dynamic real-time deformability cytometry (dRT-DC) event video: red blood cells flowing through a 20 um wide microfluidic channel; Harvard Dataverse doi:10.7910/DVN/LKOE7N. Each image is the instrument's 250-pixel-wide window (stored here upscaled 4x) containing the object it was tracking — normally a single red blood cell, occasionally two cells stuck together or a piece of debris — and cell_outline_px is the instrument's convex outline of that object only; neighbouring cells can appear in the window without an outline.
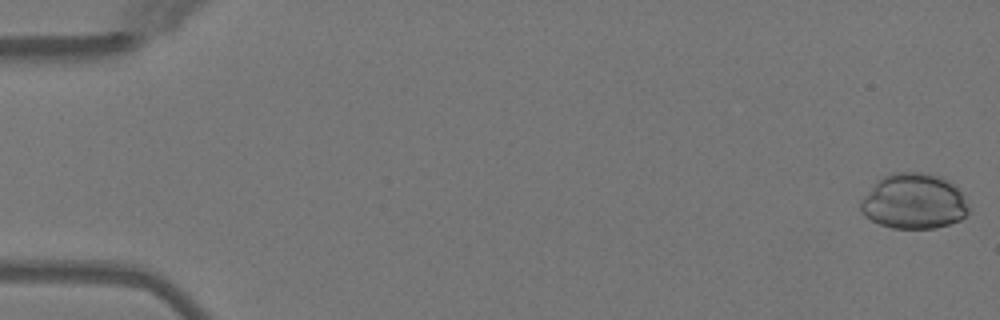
{"species": "Egyptian fruit bat (a non-hibernating species)", "species_latin": "Rousettus aegyptiacus", "temperature_condition": "warm", "stored_images_in_passage": 50, "camera_frame_rate_fps": 3000, "um_per_image_px": 0.085, "animal": {"sex": "female"}, "frame": {"image": 1, "passage_image": 1, "time_ms": 0.0, "image_size_px": [1000, 320], "cell_outline_px": [[968, 212], [960, 220], [936, 228], [892, 228], [880, 224], [864, 216], [860, 212], [860, 200], [876, 180], [892, 172], [924, 172], [940, 176], [948, 180], [960, 192], [968, 208]], "centroid_in_image_um": [77.62, 17.11], "position_along_channel_um": 7.4, "area_um2": 34.85}}
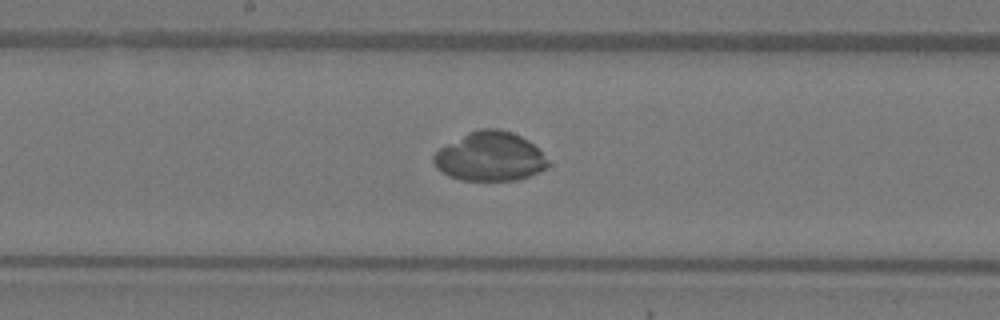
{"frame": {"image": 2, "passage_image": 27, "time_ms": 8.667, "image_size_px": [1000, 320], "cell_outline_px": [[548, 164], [544, 168], [520, 180], [460, 180], [448, 176], [440, 172], [432, 164], [432, 156], [440, 148], [468, 132], [480, 128], [500, 128], [512, 132], [528, 140], [548, 160]], "centroid_in_image_um": [41.58, 13.31], "position_along_channel_um": 206.6, "area_um2": 32.66}}
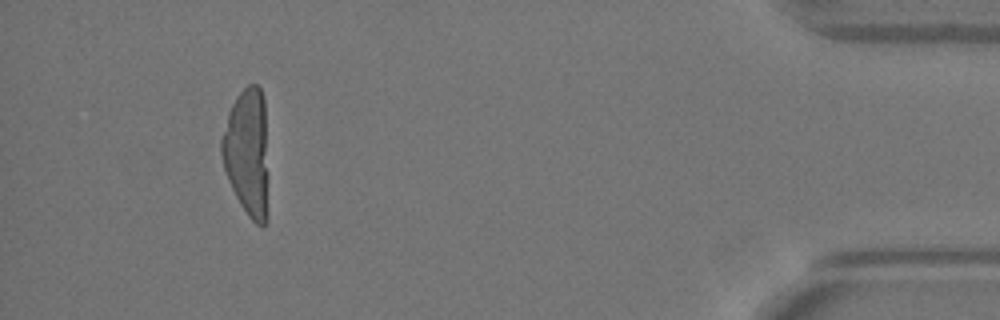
{"frame": {"image": 3, "passage_image": 47, "time_ms": 15.333, "image_size_px": [1000, 320], "cell_outline_px": [[268, 220], [264, 228], [260, 228], [248, 216], [240, 204], [228, 180], [224, 168], [220, 152], [220, 140], [228, 112], [236, 96], [248, 84], [256, 84], [260, 88], [264, 100], [268, 216]], "centroid_in_image_um": [21.01, 12.99], "position_along_channel_um": 414.2, "area_um2": 35.03}}